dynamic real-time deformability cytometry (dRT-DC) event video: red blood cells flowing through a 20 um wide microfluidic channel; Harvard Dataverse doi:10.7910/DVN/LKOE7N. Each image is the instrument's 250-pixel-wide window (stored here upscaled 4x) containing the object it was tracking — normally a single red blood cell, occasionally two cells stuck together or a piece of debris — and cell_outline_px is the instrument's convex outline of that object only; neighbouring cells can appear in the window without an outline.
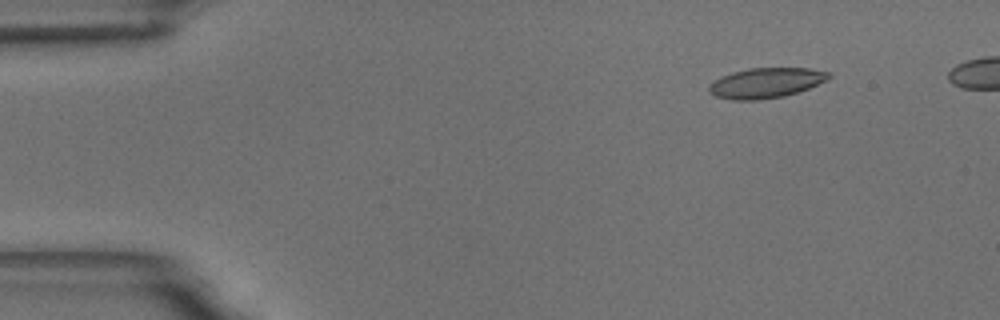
{"species": "common noctule bat (a hibernating species)", "species_latin": "Nyctalus noctula", "temperature_condition": "room temperature", "stored_images_in_passage": 9, "camera_frame_rate_fps": 3000, "um_per_image_px": 0.085, "animal": {"sex": "male", "body_mass_g": 18.8}, "frame": {"image": 1, "passage_image": 1, "time_ms": 0.0, "image_size_px": [1000, 320], "cell_outline_px": [[832, 76], [828, 80], [808, 88], [784, 96], [756, 100], [732, 100], [716, 96], [708, 92], [708, 88], [720, 76], [732, 72], [748, 68], [808, 68], [832, 72]], "centroid_in_image_um": [65.13, 7.04], "position_along_channel_um": 19.9, "area_um2": 21.04}}
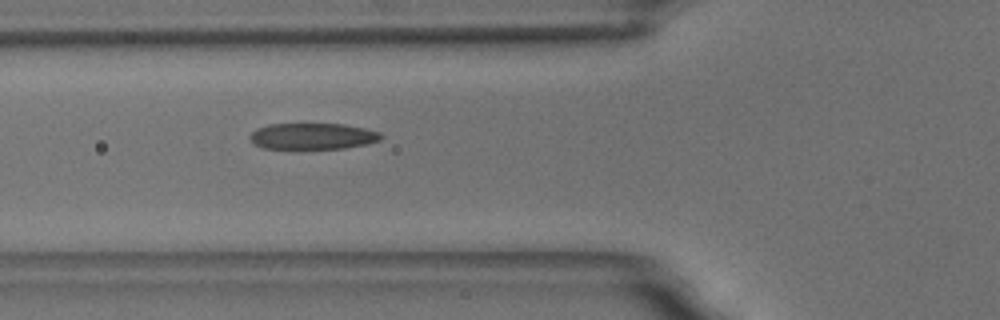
{"frame": {"image": 2, "passage_image": 9, "time_ms": 4.667, "image_size_px": [1000, 320], "cell_outline_px": [[384, 136], [380, 140], [364, 144], [344, 148], [300, 152], [264, 148], [252, 144], [248, 136], [256, 128], [268, 124], [344, 124], [364, 128], [380, 132]], "centroid_in_image_um": [26.49, 11.63], "position_along_channel_um": 99.3, "area_um2": 21.15}}